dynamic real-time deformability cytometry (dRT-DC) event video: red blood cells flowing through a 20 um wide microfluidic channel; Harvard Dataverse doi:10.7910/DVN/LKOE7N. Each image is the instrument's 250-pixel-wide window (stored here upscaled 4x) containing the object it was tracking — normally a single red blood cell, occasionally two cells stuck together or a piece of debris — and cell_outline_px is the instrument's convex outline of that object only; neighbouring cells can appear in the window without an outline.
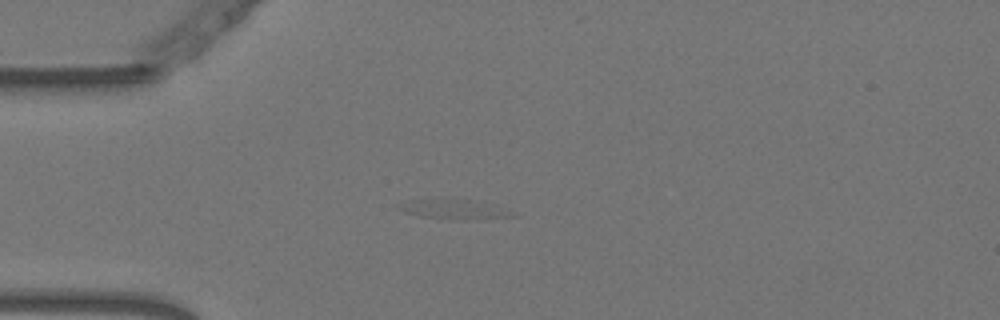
{"species": "Egyptian fruit bat (a non-hibernating species)", "species_latin": "Rousettus aegyptiacus", "temperature_condition": "warm", "stored_images_in_passage": 41, "camera_frame_rate_fps": 3000, "um_per_image_px": 0.085, "animal": {"sex": "female"}, "frame": {"image": 1, "passage_image": 1, "time_ms": 0.0, "image_size_px": [1000, 320], "cell_outline_px": [[516, 216], [464, 220], [420, 216], [404, 212], [396, 204], [428, 196], [448, 196], [492, 204]], "centroid_in_image_um": [38.44, 17.72], "position_along_channel_um": 46.6, "area_um2": 13.41}}
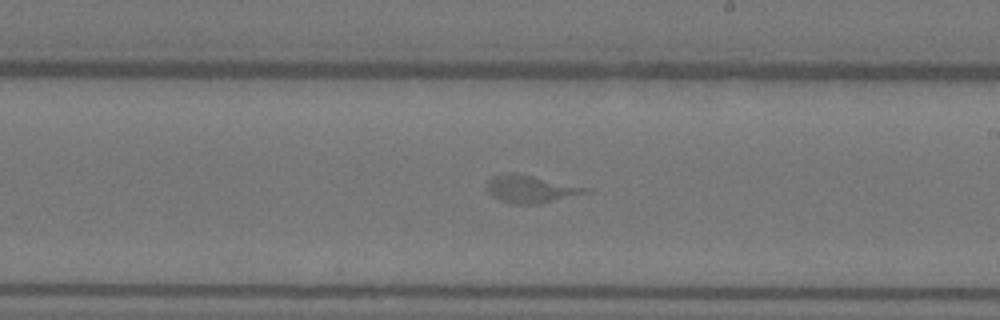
{"frame": {"image": 2, "passage_image": 18, "time_ms": 5.667, "image_size_px": [1000, 320], "cell_outline_px": [[592, 188], [588, 192], [540, 204], [516, 204], [500, 200], [492, 196], [488, 192], [488, 180], [492, 176], [508, 172], [512, 172]], "centroid_in_image_um": [45.1, 16.06], "position_along_channel_um": 243.9, "area_um2": 15.66}}
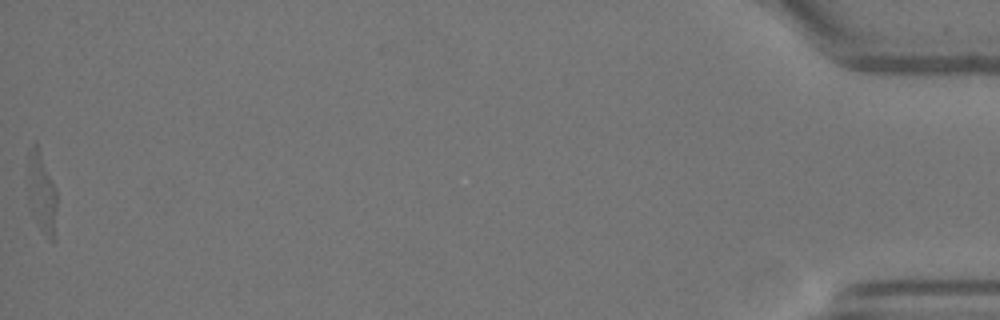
{"frame": {"image": 3, "passage_image": 41, "time_ms": 13.333, "image_size_px": [1000, 320], "cell_outline_px": [[56, 208], [52, 240], [40, 228], [32, 212], [28, 196], [28, 160], [36, 140], [56, 188]], "centroid_in_image_um": [3.53, 16.3], "position_along_channel_um": 431.7, "area_um2": 13.01}}